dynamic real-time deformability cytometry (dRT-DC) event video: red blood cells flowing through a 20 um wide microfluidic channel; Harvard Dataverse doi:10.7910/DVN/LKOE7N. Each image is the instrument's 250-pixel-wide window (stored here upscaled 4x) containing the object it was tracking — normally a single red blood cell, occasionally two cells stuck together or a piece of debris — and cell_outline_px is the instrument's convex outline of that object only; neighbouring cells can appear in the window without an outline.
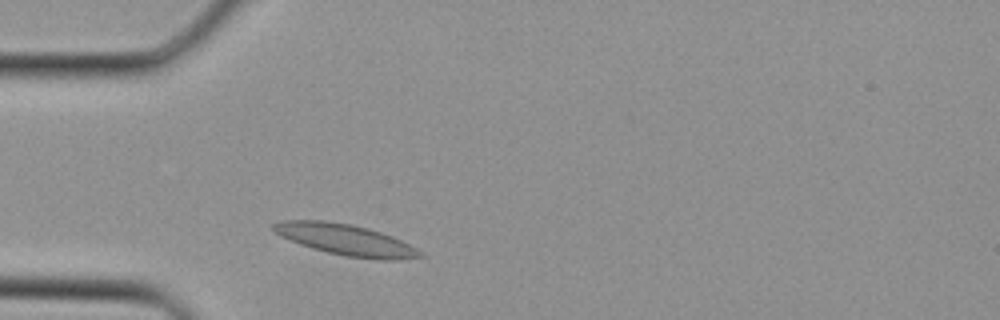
{"species": "Egyptian fruit bat (a non-hibernating species)", "species_latin": "Rousettus aegyptiacus", "temperature_condition": "cold", "stored_images_in_passage": 29, "camera_frame_rate_fps": 3000, "um_per_image_px": 0.085, "animal": {"sex": "female"}, "frame": {"image": 1, "passage_image": 3, "time_ms": 0.667, "image_size_px": [1000, 320], "cell_outline_px": [[424, 256], [400, 260], [380, 260], [344, 256], [312, 248], [300, 244], [280, 236], [272, 228], [272, 224], [280, 220], [324, 220], [352, 224], [368, 228], [392, 236], [424, 252]], "centroid_in_image_um": [29.39, 20.38], "position_along_channel_um": 55.6, "area_um2": 26.65}}
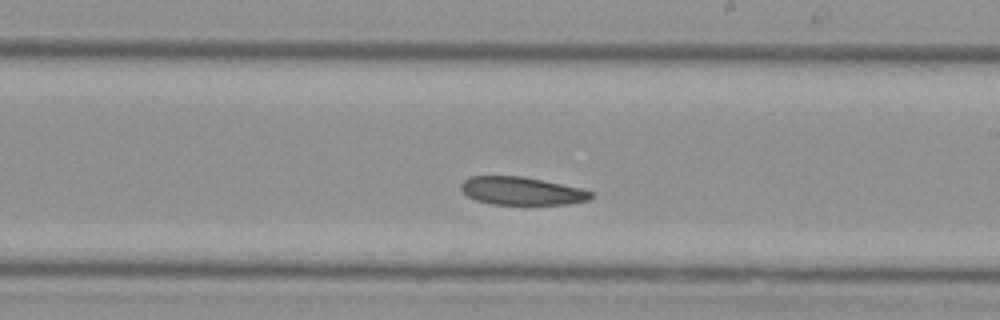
{"frame": {"image": 2, "passage_image": 14, "time_ms": 4.333, "image_size_px": [1000, 320], "cell_outline_px": [[596, 196], [588, 200], [568, 204], [492, 204], [476, 200], [468, 196], [460, 188], [460, 184], [468, 176], [524, 176], [580, 188], [592, 192]], "centroid_in_image_um": [44.34, 16.22], "position_along_channel_um": 244.7, "area_um2": 21.21}}
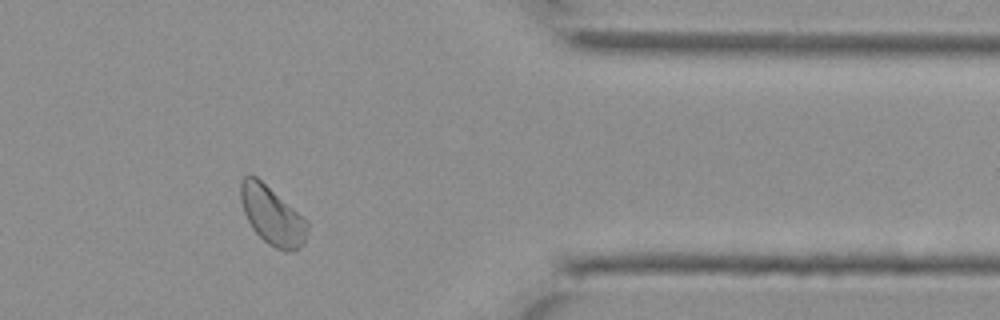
{"frame": {"image": 3, "passage_image": 23, "time_ms": 7.333, "image_size_px": [1000, 320], "cell_outline_px": [[308, 228], [304, 244], [300, 248], [284, 252], [268, 244], [252, 228], [244, 212], [240, 200], [240, 180], [244, 176], [256, 176], [308, 220]], "centroid_in_image_um": [23.14, 18.33], "position_along_channel_um": 388.3, "area_um2": 22.66}}